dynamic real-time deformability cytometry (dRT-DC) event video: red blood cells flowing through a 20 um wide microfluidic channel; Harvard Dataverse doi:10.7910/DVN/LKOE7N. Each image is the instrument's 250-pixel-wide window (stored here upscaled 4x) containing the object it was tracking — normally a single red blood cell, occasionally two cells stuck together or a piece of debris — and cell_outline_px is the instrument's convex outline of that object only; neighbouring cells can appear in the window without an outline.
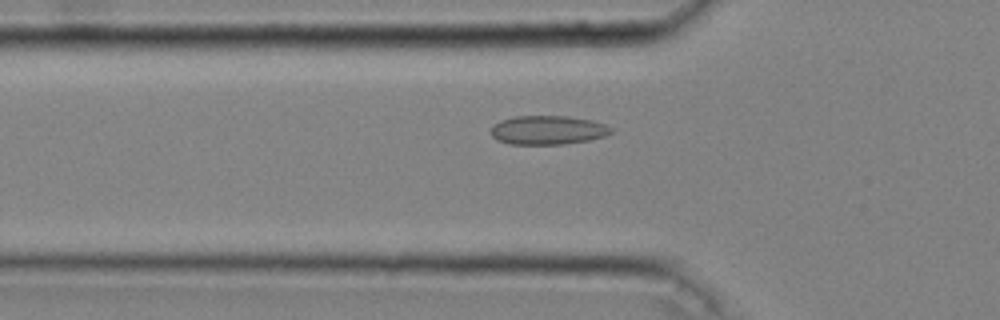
{"species": "common noctule bat (a hibernating species)", "species_latin": "Nyctalus noctula", "temperature_condition": "cold", "stored_images_in_passage": 43, "camera_frame_rate_fps": 3000, "um_per_image_px": 0.085, "animal": {"sex": "male", "body_mass_g": 20.4}, "frame": {"image": 1, "passage_image": 16, "time_ms": 5.0, "image_size_px": [1000, 320], "cell_outline_px": [[612, 132], [604, 136], [588, 140], [564, 144], [508, 144], [496, 140], [492, 136], [492, 124], [500, 120], [516, 116], [568, 116], [592, 120], [604, 124], [612, 128]], "centroid_in_image_um": [46.54, 11.05], "position_along_channel_um": 79.3, "area_um2": 20.29}}
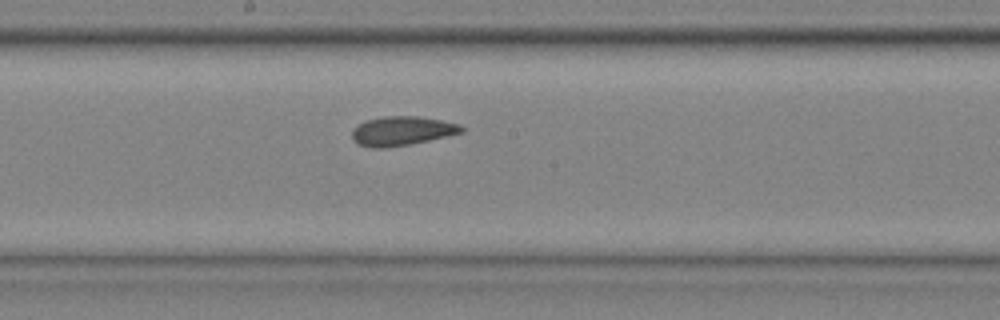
{"frame": {"image": 2, "passage_image": 26, "time_ms": 8.333, "image_size_px": [1000, 320], "cell_outline_px": [[464, 132], [428, 140], [408, 144], [384, 148], [372, 148], [356, 144], [352, 140], [352, 128], [356, 124], [364, 120], [384, 116], [416, 116], [440, 120], [460, 124], [464, 128]], "centroid_in_image_um": [34.09, 11.12], "position_along_channel_um": 214.1, "area_um2": 18.73}}
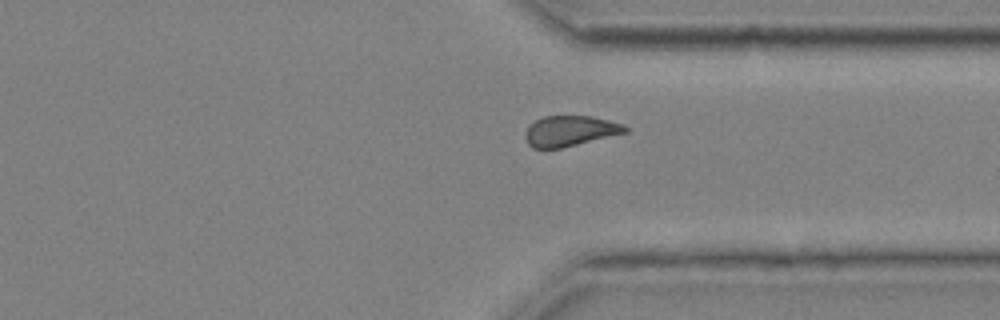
{"frame": {"image": 3, "passage_image": 37, "time_ms": 12.0, "image_size_px": [1000, 320], "cell_outline_px": [[628, 132], [560, 148], [532, 148], [528, 144], [524, 136], [528, 128], [536, 120], [544, 116], [592, 116], [624, 124], [628, 128]], "centroid_in_image_um": [48.47, 11.13], "position_along_channel_um": 362.9, "area_um2": 17.57}, "authors_computed_cell_mechanics": {"area_um2": 19.0162, "velocity_mm_per_s": 4.0398, "shape_relaxation_time_tau1_ms": null, "shape_relaxation_time_tau2_ms": 2.2259, "deformation_change_tau1": null, "deformation_change_tau2": 0.0571}}